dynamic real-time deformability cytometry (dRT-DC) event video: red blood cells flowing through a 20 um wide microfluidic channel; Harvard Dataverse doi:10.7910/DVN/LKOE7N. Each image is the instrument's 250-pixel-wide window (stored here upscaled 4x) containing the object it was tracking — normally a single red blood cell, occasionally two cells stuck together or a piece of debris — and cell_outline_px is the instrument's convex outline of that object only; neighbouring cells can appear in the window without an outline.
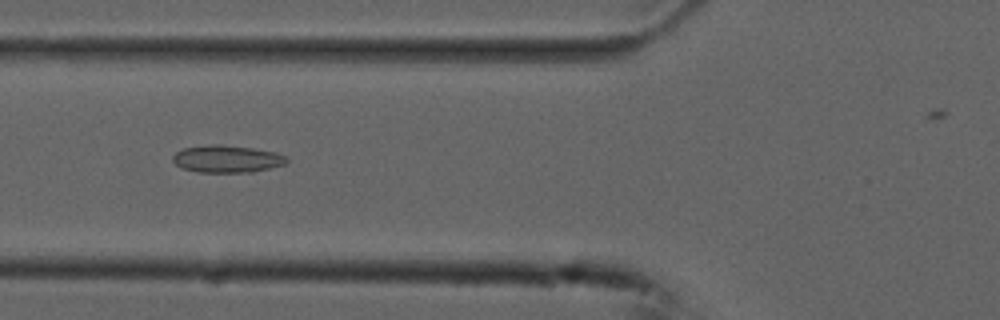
{"species": "common noctule bat (a hibernating species)", "species_latin": "Nyctalus noctula", "temperature_condition": "cold", "stored_images_in_passage": 52, "camera_frame_rate_fps": 3000, "um_per_image_px": 0.085, "animal": {"sex": "male", "forearm_length_mm": 52.5}, "frame": {"image": 1, "passage_image": 21, "time_ms": 6.667, "image_size_px": [1000, 320], "cell_outline_px": [[288, 160], [284, 164], [252, 172], [196, 172], [180, 168], [172, 160], [172, 156], [176, 152], [184, 148], [208, 144], [220, 144], [252, 148], [276, 152], [284, 156]], "centroid_in_image_um": [19.23, 13.5], "position_along_channel_um": 106.6, "area_um2": 18.09}}
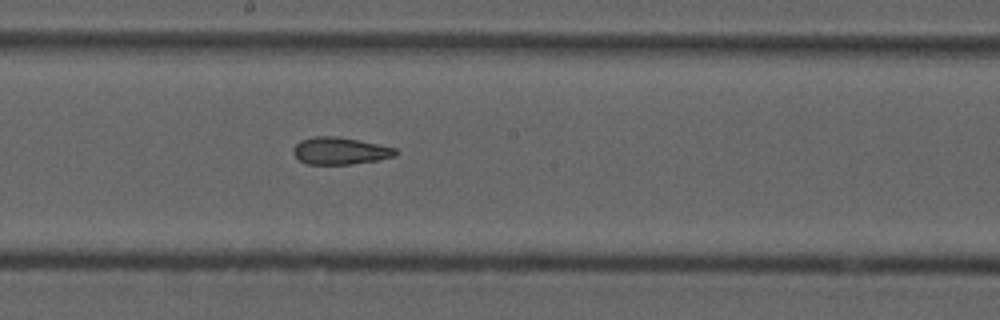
{"frame": {"image": 2, "passage_image": 30, "time_ms": 9.667, "image_size_px": [1000, 320], "cell_outline_px": [[400, 152], [396, 156], [376, 160], [352, 164], [308, 164], [300, 160], [292, 152], [292, 148], [300, 140], [316, 136], [332, 136], [356, 140], [396, 148]], "centroid_in_image_um": [28.9, 12.83], "position_along_channel_um": 219.3, "area_um2": 16.01}}
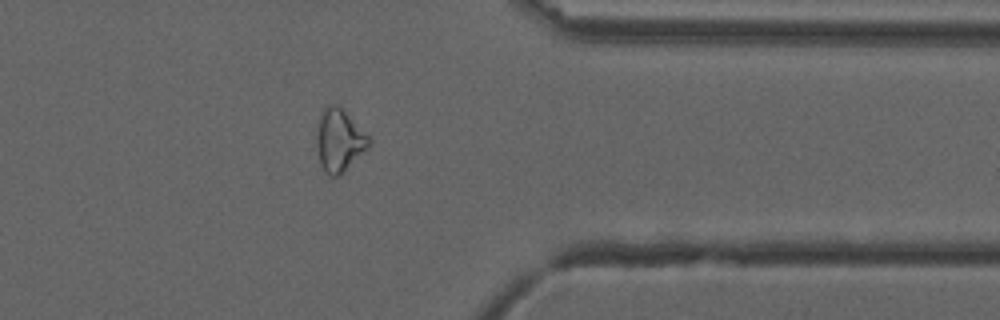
{"frame": {"image": 3, "passage_image": 44, "time_ms": 14.333, "image_size_px": [1000, 320], "cell_outline_px": [[372, 144], [340, 176], [328, 176], [324, 172], [320, 164], [316, 144], [316, 136], [320, 112], [328, 104], [336, 104], [372, 140]], "centroid_in_image_um": [28.81, 11.97], "position_along_channel_um": 382.6, "area_um2": 19.02}}